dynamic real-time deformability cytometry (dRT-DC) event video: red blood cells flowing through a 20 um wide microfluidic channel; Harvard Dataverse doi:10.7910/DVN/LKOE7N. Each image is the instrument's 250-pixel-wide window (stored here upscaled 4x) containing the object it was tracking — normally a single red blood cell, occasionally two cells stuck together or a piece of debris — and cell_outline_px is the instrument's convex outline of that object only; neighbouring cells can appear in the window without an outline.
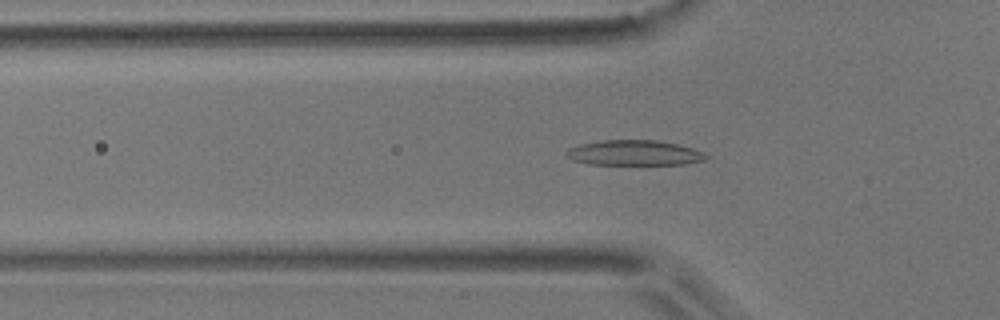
{"species": "common noctule bat (a hibernating species)", "species_latin": "Nyctalus noctula", "temperature_condition": "room temperature", "stored_images_in_passage": 53, "camera_frame_rate_fps": 3000, "um_per_image_px": 0.085, "animal": {"sex": "male", "body_mass_g": 17.9}, "frame": {"image": 1, "passage_image": 16, "time_ms": 5.0, "image_size_px": [1000, 320], "cell_outline_px": [[708, 156], [704, 160], [684, 164], [588, 164], [572, 160], [564, 152], [568, 148], [580, 144], [600, 140], [656, 140], [676, 144], [692, 148], [704, 152]], "centroid_in_image_um": [53.88, 12.99], "position_along_channel_um": 71.9, "area_um2": 20.46}}
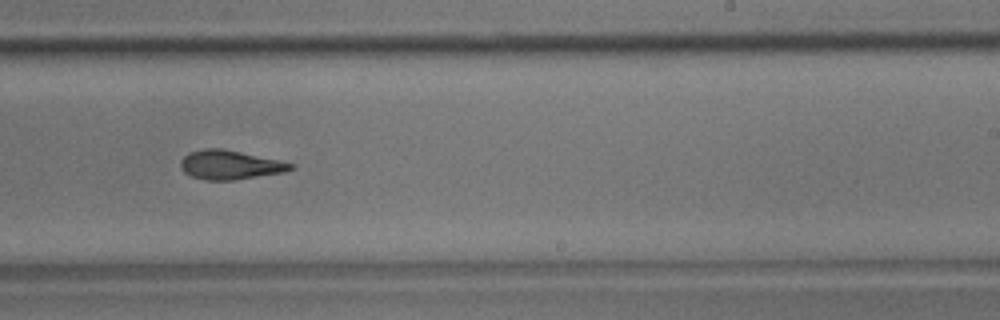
{"frame": {"image": 2, "passage_image": 32, "time_ms": 10.333, "image_size_px": [1000, 320], "cell_outline_px": [[296, 168], [284, 172], [236, 180], [204, 180], [192, 176], [184, 172], [180, 168], [180, 160], [188, 152], [204, 148], [220, 148], [280, 160], [296, 164]], "centroid_in_image_um": [19.56, 14.01], "position_along_channel_um": 269.4, "area_um2": 18.84}}
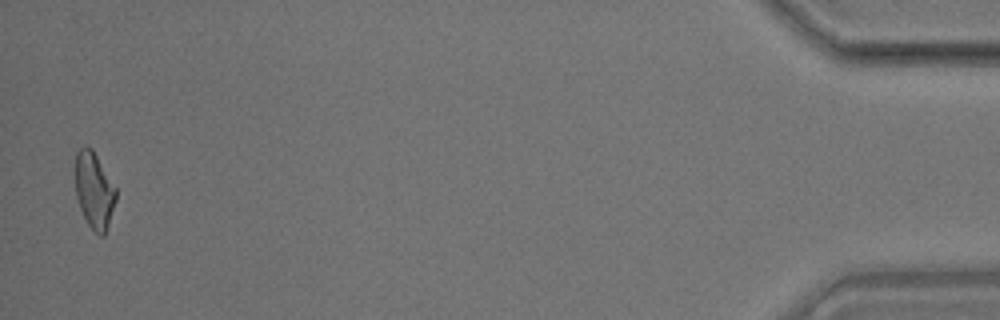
{"frame": {"image": 3, "passage_image": 52, "time_ms": 17.0, "image_size_px": [1000, 320], "cell_outline_px": [[116, 200], [104, 236], [100, 236], [88, 224], [80, 208], [76, 196], [76, 152], [84, 144], [92, 148], [116, 188]], "centroid_in_image_um": [8.0, 16.15], "position_along_channel_um": 427.2, "area_um2": 17.86}, "authors_computed_cell_mechanics": {"area_um2": 19.074, "velocity_mm_per_s": 3.6923, "shape_relaxation_time_tau1_ms": 6.0676, "shape_relaxation_time_tau2_ms": 3.7225, "deformation_change_tau1": 0.1794, "deformation_change_tau2": 0.0814}}